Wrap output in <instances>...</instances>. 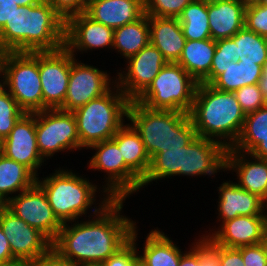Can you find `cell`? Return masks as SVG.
<instances>
[{"label": "cell", "instance_id": "6da1fadb", "mask_svg": "<svg viewBox=\"0 0 267 266\" xmlns=\"http://www.w3.org/2000/svg\"><path fill=\"white\" fill-rule=\"evenodd\" d=\"M102 199L92 210L95 218L75 221L71 226L64 223L52 242L62 256L82 266H99L114 255L130 240L136 225L131 218L120 215L125 199Z\"/></svg>", "mask_w": 267, "mask_h": 266}, {"label": "cell", "instance_id": "7a4b0ae2", "mask_svg": "<svg viewBox=\"0 0 267 266\" xmlns=\"http://www.w3.org/2000/svg\"><path fill=\"white\" fill-rule=\"evenodd\" d=\"M65 45V20L47 1L19 6L0 30L3 52L56 51Z\"/></svg>", "mask_w": 267, "mask_h": 266}, {"label": "cell", "instance_id": "3957f363", "mask_svg": "<svg viewBox=\"0 0 267 266\" xmlns=\"http://www.w3.org/2000/svg\"><path fill=\"white\" fill-rule=\"evenodd\" d=\"M188 114L197 136L215 140L226 149L234 146L246 117L234 92L219 91L205 83L197 84Z\"/></svg>", "mask_w": 267, "mask_h": 266}, {"label": "cell", "instance_id": "277c9868", "mask_svg": "<svg viewBox=\"0 0 267 266\" xmlns=\"http://www.w3.org/2000/svg\"><path fill=\"white\" fill-rule=\"evenodd\" d=\"M128 121L140 134L152 159L157 153L189 145L197 136L189 114L173 110H152L130 101Z\"/></svg>", "mask_w": 267, "mask_h": 266}, {"label": "cell", "instance_id": "5b68a950", "mask_svg": "<svg viewBox=\"0 0 267 266\" xmlns=\"http://www.w3.org/2000/svg\"><path fill=\"white\" fill-rule=\"evenodd\" d=\"M129 104L130 100L114 83L111 90L75 109L80 145L88 149L92 144L112 139L128 117Z\"/></svg>", "mask_w": 267, "mask_h": 266}, {"label": "cell", "instance_id": "8992f818", "mask_svg": "<svg viewBox=\"0 0 267 266\" xmlns=\"http://www.w3.org/2000/svg\"><path fill=\"white\" fill-rule=\"evenodd\" d=\"M36 184L44 191L53 213L62 224L87 214L96 201L97 186L72 170L59 168L42 181L36 177Z\"/></svg>", "mask_w": 267, "mask_h": 266}, {"label": "cell", "instance_id": "52a82bcc", "mask_svg": "<svg viewBox=\"0 0 267 266\" xmlns=\"http://www.w3.org/2000/svg\"><path fill=\"white\" fill-rule=\"evenodd\" d=\"M0 71L2 86L25 113L42 111L38 52H5Z\"/></svg>", "mask_w": 267, "mask_h": 266}, {"label": "cell", "instance_id": "ba28073f", "mask_svg": "<svg viewBox=\"0 0 267 266\" xmlns=\"http://www.w3.org/2000/svg\"><path fill=\"white\" fill-rule=\"evenodd\" d=\"M198 82L178 63L167 62L135 100L152 110L189 113Z\"/></svg>", "mask_w": 267, "mask_h": 266}, {"label": "cell", "instance_id": "9c48e42d", "mask_svg": "<svg viewBox=\"0 0 267 266\" xmlns=\"http://www.w3.org/2000/svg\"><path fill=\"white\" fill-rule=\"evenodd\" d=\"M90 148L96 152L89 161V169L105 171L108 175L106 187L101 191L103 196L126 199L139 191L141 180L125 165L120 149L112 139L92 144Z\"/></svg>", "mask_w": 267, "mask_h": 266}, {"label": "cell", "instance_id": "30bf717a", "mask_svg": "<svg viewBox=\"0 0 267 266\" xmlns=\"http://www.w3.org/2000/svg\"><path fill=\"white\" fill-rule=\"evenodd\" d=\"M36 137L38 150L45 161L56 152L83 148L74 113L70 111L46 109L36 112Z\"/></svg>", "mask_w": 267, "mask_h": 266}, {"label": "cell", "instance_id": "8fae6325", "mask_svg": "<svg viewBox=\"0 0 267 266\" xmlns=\"http://www.w3.org/2000/svg\"><path fill=\"white\" fill-rule=\"evenodd\" d=\"M38 70L42 87V111L60 109L67 94L71 71V53L65 48L38 52Z\"/></svg>", "mask_w": 267, "mask_h": 266}, {"label": "cell", "instance_id": "7c38bea8", "mask_svg": "<svg viewBox=\"0 0 267 266\" xmlns=\"http://www.w3.org/2000/svg\"><path fill=\"white\" fill-rule=\"evenodd\" d=\"M4 206L29 226L38 229L51 242L62 228L63 224L53 213L44 191L36 183L18 195L10 196Z\"/></svg>", "mask_w": 267, "mask_h": 266}, {"label": "cell", "instance_id": "4fadbf2b", "mask_svg": "<svg viewBox=\"0 0 267 266\" xmlns=\"http://www.w3.org/2000/svg\"><path fill=\"white\" fill-rule=\"evenodd\" d=\"M127 70L118 72L116 83L124 95L130 100H136L152 83L162 67L167 63L162 53L151 43L137 54L127 59Z\"/></svg>", "mask_w": 267, "mask_h": 266}, {"label": "cell", "instance_id": "5bb4252c", "mask_svg": "<svg viewBox=\"0 0 267 266\" xmlns=\"http://www.w3.org/2000/svg\"><path fill=\"white\" fill-rule=\"evenodd\" d=\"M71 54V71L63 111L73 112L86 105L90 100L105 94L109 89L111 78L107 72L91 65L77 61Z\"/></svg>", "mask_w": 267, "mask_h": 266}, {"label": "cell", "instance_id": "9a60e30c", "mask_svg": "<svg viewBox=\"0 0 267 266\" xmlns=\"http://www.w3.org/2000/svg\"><path fill=\"white\" fill-rule=\"evenodd\" d=\"M0 153L38 176V169L45 159L37 146L36 112L25 113L19 118L9 135L0 142Z\"/></svg>", "mask_w": 267, "mask_h": 266}, {"label": "cell", "instance_id": "2e32d148", "mask_svg": "<svg viewBox=\"0 0 267 266\" xmlns=\"http://www.w3.org/2000/svg\"><path fill=\"white\" fill-rule=\"evenodd\" d=\"M0 226L15 258L38 261L52 247V242L43 233L29 226L5 206L0 209Z\"/></svg>", "mask_w": 267, "mask_h": 266}, {"label": "cell", "instance_id": "e0dca14e", "mask_svg": "<svg viewBox=\"0 0 267 266\" xmlns=\"http://www.w3.org/2000/svg\"><path fill=\"white\" fill-rule=\"evenodd\" d=\"M114 29L94 21L85 12L65 21L64 47L75 57L76 51L113 47Z\"/></svg>", "mask_w": 267, "mask_h": 266}, {"label": "cell", "instance_id": "ac0fdd59", "mask_svg": "<svg viewBox=\"0 0 267 266\" xmlns=\"http://www.w3.org/2000/svg\"><path fill=\"white\" fill-rule=\"evenodd\" d=\"M227 149L215 140L196 136L184 146L183 169L180 176L214 175L226 169Z\"/></svg>", "mask_w": 267, "mask_h": 266}, {"label": "cell", "instance_id": "d6986e66", "mask_svg": "<svg viewBox=\"0 0 267 266\" xmlns=\"http://www.w3.org/2000/svg\"><path fill=\"white\" fill-rule=\"evenodd\" d=\"M206 235L215 244L229 248L259 244L267 229V215L238 216L223 222Z\"/></svg>", "mask_w": 267, "mask_h": 266}, {"label": "cell", "instance_id": "ffe728a7", "mask_svg": "<svg viewBox=\"0 0 267 266\" xmlns=\"http://www.w3.org/2000/svg\"><path fill=\"white\" fill-rule=\"evenodd\" d=\"M246 155L241 151L227 149L225 170H234L239 179L236 184L267 203V160L252 155L248 160Z\"/></svg>", "mask_w": 267, "mask_h": 266}, {"label": "cell", "instance_id": "44dd1931", "mask_svg": "<svg viewBox=\"0 0 267 266\" xmlns=\"http://www.w3.org/2000/svg\"><path fill=\"white\" fill-rule=\"evenodd\" d=\"M219 189L218 212L222 223L238 216L266 215V202L259 196L226 181Z\"/></svg>", "mask_w": 267, "mask_h": 266}, {"label": "cell", "instance_id": "7402d4cb", "mask_svg": "<svg viewBox=\"0 0 267 266\" xmlns=\"http://www.w3.org/2000/svg\"><path fill=\"white\" fill-rule=\"evenodd\" d=\"M85 13L94 21L116 29L145 14L144 0H88Z\"/></svg>", "mask_w": 267, "mask_h": 266}, {"label": "cell", "instance_id": "603a6c76", "mask_svg": "<svg viewBox=\"0 0 267 266\" xmlns=\"http://www.w3.org/2000/svg\"><path fill=\"white\" fill-rule=\"evenodd\" d=\"M150 43L167 62L177 63L182 55L186 38L178 18L149 16Z\"/></svg>", "mask_w": 267, "mask_h": 266}, {"label": "cell", "instance_id": "cb8c5ba5", "mask_svg": "<svg viewBox=\"0 0 267 266\" xmlns=\"http://www.w3.org/2000/svg\"><path fill=\"white\" fill-rule=\"evenodd\" d=\"M246 6L240 0L208 3V23L213 40L233 37L245 27Z\"/></svg>", "mask_w": 267, "mask_h": 266}, {"label": "cell", "instance_id": "d4e9b609", "mask_svg": "<svg viewBox=\"0 0 267 266\" xmlns=\"http://www.w3.org/2000/svg\"><path fill=\"white\" fill-rule=\"evenodd\" d=\"M112 140L118 145L125 165L142 181L148 173L151 158L140 134L128 123L116 132Z\"/></svg>", "mask_w": 267, "mask_h": 266}, {"label": "cell", "instance_id": "484cf974", "mask_svg": "<svg viewBox=\"0 0 267 266\" xmlns=\"http://www.w3.org/2000/svg\"><path fill=\"white\" fill-rule=\"evenodd\" d=\"M215 49L216 41L212 38L186 40L182 55L177 63L198 83H201L210 74Z\"/></svg>", "mask_w": 267, "mask_h": 266}, {"label": "cell", "instance_id": "4316f807", "mask_svg": "<svg viewBox=\"0 0 267 266\" xmlns=\"http://www.w3.org/2000/svg\"><path fill=\"white\" fill-rule=\"evenodd\" d=\"M150 43L149 16L144 14L137 21L114 29L113 49L130 58Z\"/></svg>", "mask_w": 267, "mask_h": 266}, {"label": "cell", "instance_id": "83f0119b", "mask_svg": "<svg viewBox=\"0 0 267 266\" xmlns=\"http://www.w3.org/2000/svg\"><path fill=\"white\" fill-rule=\"evenodd\" d=\"M143 254L139 255L148 266H178L183 254L164 232L155 229L146 236Z\"/></svg>", "mask_w": 267, "mask_h": 266}, {"label": "cell", "instance_id": "f1b7e54d", "mask_svg": "<svg viewBox=\"0 0 267 266\" xmlns=\"http://www.w3.org/2000/svg\"><path fill=\"white\" fill-rule=\"evenodd\" d=\"M262 73V66L254 61H233L210 85L219 91L234 92L243 86L258 84Z\"/></svg>", "mask_w": 267, "mask_h": 266}, {"label": "cell", "instance_id": "f546056e", "mask_svg": "<svg viewBox=\"0 0 267 266\" xmlns=\"http://www.w3.org/2000/svg\"><path fill=\"white\" fill-rule=\"evenodd\" d=\"M35 183L36 176L27 167L0 153V200L4 204L9 194L23 192Z\"/></svg>", "mask_w": 267, "mask_h": 266}, {"label": "cell", "instance_id": "4dcf8cb0", "mask_svg": "<svg viewBox=\"0 0 267 266\" xmlns=\"http://www.w3.org/2000/svg\"><path fill=\"white\" fill-rule=\"evenodd\" d=\"M186 40L210 39L208 23V3L203 0H193L178 17Z\"/></svg>", "mask_w": 267, "mask_h": 266}, {"label": "cell", "instance_id": "1f68e13d", "mask_svg": "<svg viewBox=\"0 0 267 266\" xmlns=\"http://www.w3.org/2000/svg\"><path fill=\"white\" fill-rule=\"evenodd\" d=\"M266 136L267 105L246 114L239 138L230 149L249 154Z\"/></svg>", "mask_w": 267, "mask_h": 266}, {"label": "cell", "instance_id": "d6a6232c", "mask_svg": "<svg viewBox=\"0 0 267 266\" xmlns=\"http://www.w3.org/2000/svg\"><path fill=\"white\" fill-rule=\"evenodd\" d=\"M184 147L169 149L157 153L150 163L148 173L141 181L140 189L152 181L175 175L180 176L183 169Z\"/></svg>", "mask_w": 267, "mask_h": 266}, {"label": "cell", "instance_id": "836d02e7", "mask_svg": "<svg viewBox=\"0 0 267 266\" xmlns=\"http://www.w3.org/2000/svg\"><path fill=\"white\" fill-rule=\"evenodd\" d=\"M231 39L237 45L238 60H251L263 66L267 60V38L243 27Z\"/></svg>", "mask_w": 267, "mask_h": 266}, {"label": "cell", "instance_id": "e575fe53", "mask_svg": "<svg viewBox=\"0 0 267 266\" xmlns=\"http://www.w3.org/2000/svg\"><path fill=\"white\" fill-rule=\"evenodd\" d=\"M178 266H221L220 246L203 235L182 254Z\"/></svg>", "mask_w": 267, "mask_h": 266}, {"label": "cell", "instance_id": "d590c367", "mask_svg": "<svg viewBox=\"0 0 267 266\" xmlns=\"http://www.w3.org/2000/svg\"><path fill=\"white\" fill-rule=\"evenodd\" d=\"M236 46L231 38L216 40L210 74L201 83L211 84L220 74L224 73V69L230 65V62L238 61Z\"/></svg>", "mask_w": 267, "mask_h": 266}, {"label": "cell", "instance_id": "8d00e7d4", "mask_svg": "<svg viewBox=\"0 0 267 266\" xmlns=\"http://www.w3.org/2000/svg\"><path fill=\"white\" fill-rule=\"evenodd\" d=\"M25 112L19 107L18 103L11 94L3 87H0V142L4 140L15 123Z\"/></svg>", "mask_w": 267, "mask_h": 266}, {"label": "cell", "instance_id": "74e56055", "mask_svg": "<svg viewBox=\"0 0 267 266\" xmlns=\"http://www.w3.org/2000/svg\"><path fill=\"white\" fill-rule=\"evenodd\" d=\"M193 0H144V12L148 16L178 18Z\"/></svg>", "mask_w": 267, "mask_h": 266}, {"label": "cell", "instance_id": "f35d334b", "mask_svg": "<svg viewBox=\"0 0 267 266\" xmlns=\"http://www.w3.org/2000/svg\"><path fill=\"white\" fill-rule=\"evenodd\" d=\"M234 94L245 114L257 111L267 105L258 84L243 86L234 91Z\"/></svg>", "mask_w": 267, "mask_h": 266}, {"label": "cell", "instance_id": "ab89813d", "mask_svg": "<svg viewBox=\"0 0 267 266\" xmlns=\"http://www.w3.org/2000/svg\"><path fill=\"white\" fill-rule=\"evenodd\" d=\"M134 226L130 240L121 247L114 255L103 261L99 266H131L133 261L139 256L137 251V230Z\"/></svg>", "mask_w": 267, "mask_h": 266}, {"label": "cell", "instance_id": "60d3db41", "mask_svg": "<svg viewBox=\"0 0 267 266\" xmlns=\"http://www.w3.org/2000/svg\"><path fill=\"white\" fill-rule=\"evenodd\" d=\"M245 27L267 38V6L261 4L246 6Z\"/></svg>", "mask_w": 267, "mask_h": 266}, {"label": "cell", "instance_id": "b9f144b4", "mask_svg": "<svg viewBox=\"0 0 267 266\" xmlns=\"http://www.w3.org/2000/svg\"><path fill=\"white\" fill-rule=\"evenodd\" d=\"M66 21L69 17L86 11L88 0H47Z\"/></svg>", "mask_w": 267, "mask_h": 266}, {"label": "cell", "instance_id": "7bdbcfd3", "mask_svg": "<svg viewBox=\"0 0 267 266\" xmlns=\"http://www.w3.org/2000/svg\"><path fill=\"white\" fill-rule=\"evenodd\" d=\"M241 254L245 266H267V258L260 243L242 246Z\"/></svg>", "mask_w": 267, "mask_h": 266}, {"label": "cell", "instance_id": "ee69618b", "mask_svg": "<svg viewBox=\"0 0 267 266\" xmlns=\"http://www.w3.org/2000/svg\"><path fill=\"white\" fill-rule=\"evenodd\" d=\"M37 266H82L69 258L62 256L51 247L38 261Z\"/></svg>", "mask_w": 267, "mask_h": 266}, {"label": "cell", "instance_id": "f6af8a7d", "mask_svg": "<svg viewBox=\"0 0 267 266\" xmlns=\"http://www.w3.org/2000/svg\"><path fill=\"white\" fill-rule=\"evenodd\" d=\"M221 266H245L241 254V247L229 248L220 246Z\"/></svg>", "mask_w": 267, "mask_h": 266}, {"label": "cell", "instance_id": "bcb514c9", "mask_svg": "<svg viewBox=\"0 0 267 266\" xmlns=\"http://www.w3.org/2000/svg\"><path fill=\"white\" fill-rule=\"evenodd\" d=\"M19 7L13 0H0V30Z\"/></svg>", "mask_w": 267, "mask_h": 266}, {"label": "cell", "instance_id": "7dc6e473", "mask_svg": "<svg viewBox=\"0 0 267 266\" xmlns=\"http://www.w3.org/2000/svg\"><path fill=\"white\" fill-rule=\"evenodd\" d=\"M12 255L9 240L5 236L3 229L0 226V262H6L14 259Z\"/></svg>", "mask_w": 267, "mask_h": 266}, {"label": "cell", "instance_id": "c3c4849f", "mask_svg": "<svg viewBox=\"0 0 267 266\" xmlns=\"http://www.w3.org/2000/svg\"><path fill=\"white\" fill-rule=\"evenodd\" d=\"M267 160V136L248 154Z\"/></svg>", "mask_w": 267, "mask_h": 266}, {"label": "cell", "instance_id": "681fc988", "mask_svg": "<svg viewBox=\"0 0 267 266\" xmlns=\"http://www.w3.org/2000/svg\"><path fill=\"white\" fill-rule=\"evenodd\" d=\"M0 266H37L36 260L14 258L6 262H0Z\"/></svg>", "mask_w": 267, "mask_h": 266}, {"label": "cell", "instance_id": "f907efd6", "mask_svg": "<svg viewBox=\"0 0 267 266\" xmlns=\"http://www.w3.org/2000/svg\"><path fill=\"white\" fill-rule=\"evenodd\" d=\"M262 69L263 73L258 82V85L261 93L263 94L264 99L267 102V60L264 62Z\"/></svg>", "mask_w": 267, "mask_h": 266}, {"label": "cell", "instance_id": "816d5d0a", "mask_svg": "<svg viewBox=\"0 0 267 266\" xmlns=\"http://www.w3.org/2000/svg\"><path fill=\"white\" fill-rule=\"evenodd\" d=\"M19 6H31L41 3L43 0H13Z\"/></svg>", "mask_w": 267, "mask_h": 266}, {"label": "cell", "instance_id": "f5cc1de1", "mask_svg": "<svg viewBox=\"0 0 267 266\" xmlns=\"http://www.w3.org/2000/svg\"><path fill=\"white\" fill-rule=\"evenodd\" d=\"M260 245L262 246L264 254L267 258V229L264 232L262 239L260 240Z\"/></svg>", "mask_w": 267, "mask_h": 266}, {"label": "cell", "instance_id": "db71d44e", "mask_svg": "<svg viewBox=\"0 0 267 266\" xmlns=\"http://www.w3.org/2000/svg\"><path fill=\"white\" fill-rule=\"evenodd\" d=\"M131 266H148L146 264V262L140 257L138 256L132 263Z\"/></svg>", "mask_w": 267, "mask_h": 266}, {"label": "cell", "instance_id": "11a10c76", "mask_svg": "<svg viewBox=\"0 0 267 266\" xmlns=\"http://www.w3.org/2000/svg\"><path fill=\"white\" fill-rule=\"evenodd\" d=\"M245 6L259 4L261 0H240Z\"/></svg>", "mask_w": 267, "mask_h": 266}, {"label": "cell", "instance_id": "9f6ffc18", "mask_svg": "<svg viewBox=\"0 0 267 266\" xmlns=\"http://www.w3.org/2000/svg\"><path fill=\"white\" fill-rule=\"evenodd\" d=\"M207 3H214V2H217V1H227V0H203Z\"/></svg>", "mask_w": 267, "mask_h": 266}, {"label": "cell", "instance_id": "6f0895ef", "mask_svg": "<svg viewBox=\"0 0 267 266\" xmlns=\"http://www.w3.org/2000/svg\"><path fill=\"white\" fill-rule=\"evenodd\" d=\"M259 4L267 6V0H261Z\"/></svg>", "mask_w": 267, "mask_h": 266}, {"label": "cell", "instance_id": "680465c9", "mask_svg": "<svg viewBox=\"0 0 267 266\" xmlns=\"http://www.w3.org/2000/svg\"><path fill=\"white\" fill-rule=\"evenodd\" d=\"M3 50L0 48V65H1V59H2V56H3Z\"/></svg>", "mask_w": 267, "mask_h": 266}, {"label": "cell", "instance_id": "91938a15", "mask_svg": "<svg viewBox=\"0 0 267 266\" xmlns=\"http://www.w3.org/2000/svg\"><path fill=\"white\" fill-rule=\"evenodd\" d=\"M4 206V203L0 200V209Z\"/></svg>", "mask_w": 267, "mask_h": 266}, {"label": "cell", "instance_id": "94428289", "mask_svg": "<svg viewBox=\"0 0 267 266\" xmlns=\"http://www.w3.org/2000/svg\"><path fill=\"white\" fill-rule=\"evenodd\" d=\"M0 76H2L1 75V71H0ZM1 78V77H0ZM0 80H2V79H0ZM2 86V81H0V87Z\"/></svg>", "mask_w": 267, "mask_h": 266}]
</instances>
